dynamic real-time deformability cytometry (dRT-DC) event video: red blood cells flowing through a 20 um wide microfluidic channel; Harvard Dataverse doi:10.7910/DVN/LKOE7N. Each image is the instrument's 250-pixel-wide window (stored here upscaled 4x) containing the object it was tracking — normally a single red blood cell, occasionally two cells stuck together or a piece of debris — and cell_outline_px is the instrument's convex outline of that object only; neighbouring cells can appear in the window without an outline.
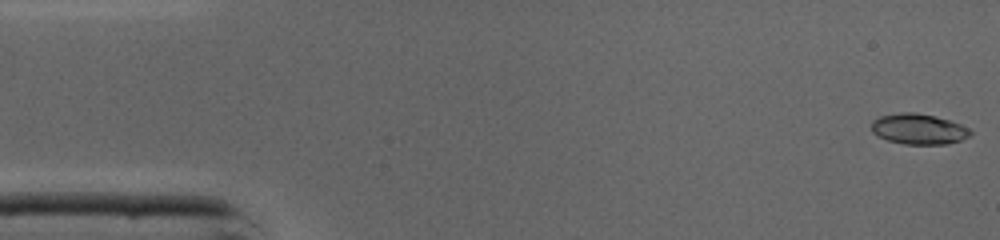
{"species": "common noctule bat (a hibernating species)", "species_latin": "Nyctalus noctula", "temperature_condition": "cold", "stored_images_in_passage": 46, "camera_frame_rate_fps": 3000, "um_per_image_px": 0.085, "animal": {"sex": "male", "body_mass_g": 19.0, "forearm_length_mm": 50.8}, "frame": {"image": 1, "passage_image": 1, "time_ms": 0.0, "image_size_px": [1000, 240], "cell_outline_px": [[972, 132], [968, 136], [960, 140], [948, 144], [904, 144], [888, 140], [876, 136], [872, 132], [872, 120], [880, 116], [900, 112], [916, 112], [936, 116], [960, 124], [968, 128]], "centroid_in_image_um": [78.05, 10.96], "position_along_channel_um": 7.0, "area_um2": 17.63}}
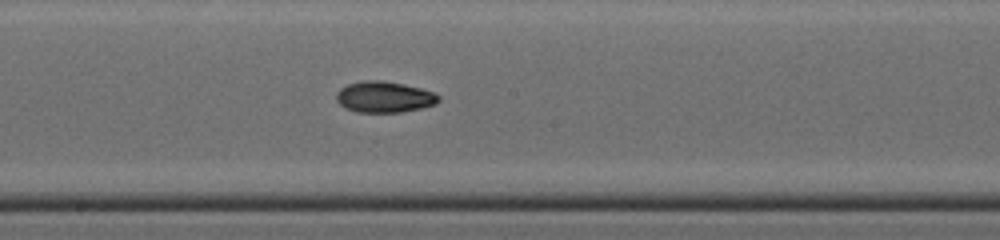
{"frame": {"image": 2, "passage_image": 24, "time_ms": 7.667, "image_size_px": [1000, 240], "cell_outline_px": [[440, 100], [436, 104], [424, 108], [400, 112], [356, 112], [344, 108], [336, 100], [336, 92], [340, 88], [348, 84], [364, 80], [376, 80], [404, 84], [420, 88], [432, 92], [440, 96]], "centroid_in_image_um": [32.65, 8.25], "position_along_channel_um": 215.5, "area_um2": 18.61}}
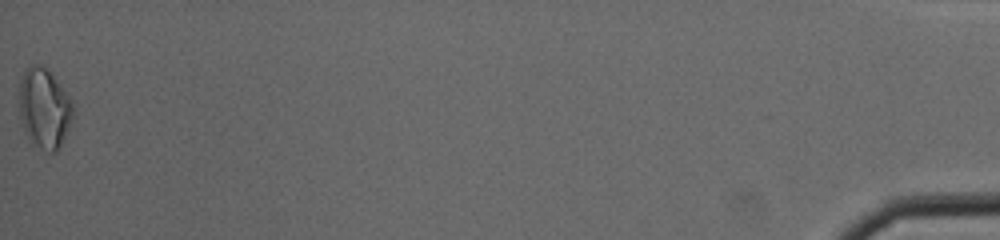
{"frame": {"image": 3, "passage_image": 46, "time_ms": 15.0, "image_size_px": [1000, 240], "cell_outline_px": [[72, 116], [64, 136], [56, 152], [48, 152], [36, 144], [24, 132], [20, 116], [20, 80], [24, 68], [32, 64], [44, 64], [48, 68], [68, 96], [72, 104]], "centroid_in_image_um": [3.73, 9.13], "position_along_channel_um": 431.5, "area_um2": 24.62}, "authors_computed_cell_mechanics": {"area_um2": 18.0047, "velocity_mm_per_s": 4.3679, "shape_relaxation_time_tau1_ms": null, "shape_relaxation_time_tau2_ms": 4.2982, "deformation_change_tau1": null, "deformation_change_tau2": 0.0927}}